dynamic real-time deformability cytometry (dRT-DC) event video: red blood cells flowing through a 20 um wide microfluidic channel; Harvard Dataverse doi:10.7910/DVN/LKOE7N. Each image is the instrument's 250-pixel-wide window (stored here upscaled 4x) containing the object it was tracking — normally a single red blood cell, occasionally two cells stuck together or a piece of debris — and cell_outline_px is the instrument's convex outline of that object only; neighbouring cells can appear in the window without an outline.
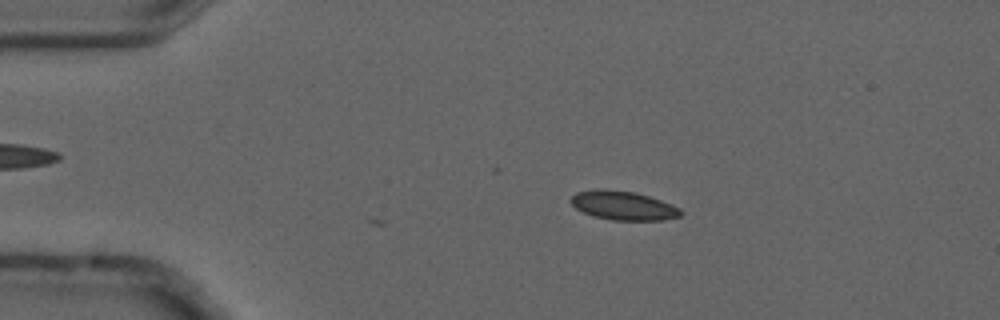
{"species": "common noctule bat (a hibernating species)", "species_latin": "Nyctalus noctula", "temperature_condition": "cold", "stored_images_in_passage": 4, "camera_frame_rate_fps": 3000, "um_per_image_px": 0.085, "animal": {"sex": "male", "forearm_length_mm": 52.5}, "frame": {"image": 1, "passage_image": 3, "time_ms": 0.667, "image_size_px": [1000, 320], "cell_outline_px": [[684, 212], [680, 216], [664, 220], [612, 220], [592, 216], [576, 208], [568, 200], [576, 192], [604, 188], [636, 192], [672, 204], [680, 208]], "centroid_in_image_um": [52.98, 17.47], "position_along_channel_um": 32.0, "area_um2": 18.67}}